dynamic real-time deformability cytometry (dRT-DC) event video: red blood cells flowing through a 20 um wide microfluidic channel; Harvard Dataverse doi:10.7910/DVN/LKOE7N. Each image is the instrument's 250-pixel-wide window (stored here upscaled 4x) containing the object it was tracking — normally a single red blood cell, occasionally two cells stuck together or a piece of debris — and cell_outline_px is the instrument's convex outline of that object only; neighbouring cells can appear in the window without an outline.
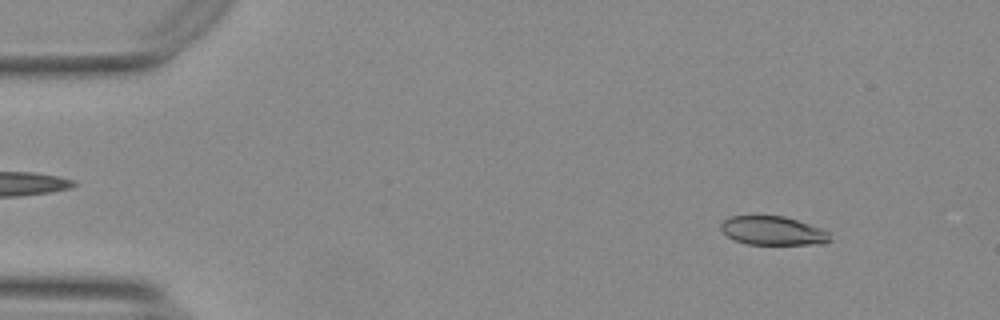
{"species": "Egyptian fruit bat (a non-hibernating species)", "species_latin": "Rousettus aegyptiacus", "temperature_condition": "warm", "stored_images_in_passage": 11, "camera_frame_rate_fps": 3000, "um_per_image_px": 0.085, "animal": {"sex": "female"}, "frame": {"image": 1, "passage_image": 6, "time_ms": 1.667, "image_size_px": [1000, 320], "cell_outline_px": [[832, 240], [824, 244], [748, 244], [736, 240], [728, 236], [720, 228], [720, 224], [724, 220], [732, 216], [784, 216], [824, 228], [828, 232]], "centroid_in_image_um": [65.75, 19.61], "position_along_channel_um": 19.2, "area_um2": 18.32}}